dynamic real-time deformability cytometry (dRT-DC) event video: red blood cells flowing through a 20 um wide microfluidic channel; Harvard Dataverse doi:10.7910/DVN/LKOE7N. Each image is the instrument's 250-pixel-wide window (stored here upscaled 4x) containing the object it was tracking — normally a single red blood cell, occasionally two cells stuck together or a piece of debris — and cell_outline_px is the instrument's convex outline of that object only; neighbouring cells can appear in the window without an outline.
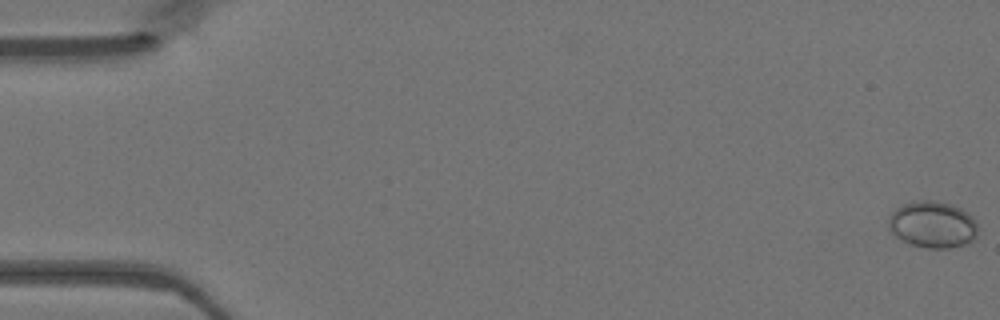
{"species": "Egyptian fruit bat (a non-hibernating species)", "species_latin": "Rousettus aegyptiacus", "temperature_condition": "warm", "stored_images_in_passage": 48, "camera_frame_rate_fps": 3000, "um_per_image_px": 0.085, "animal": {"sex": "female"}, "frame": {"image": 1, "passage_image": 1, "time_ms": 0.0, "image_size_px": [1000, 320], "cell_outline_px": [[976, 240], [968, 244], [952, 248], [928, 248], [908, 244], [900, 240], [888, 228], [888, 216], [896, 208], [904, 204], [916, 200], [936, 200], [960, 208], [972, 216], [976, 220]], "centroid_in_image_um": [79.26, 19.1], "position_along_channel_um": 5.7, "area_um2": 24.62}}
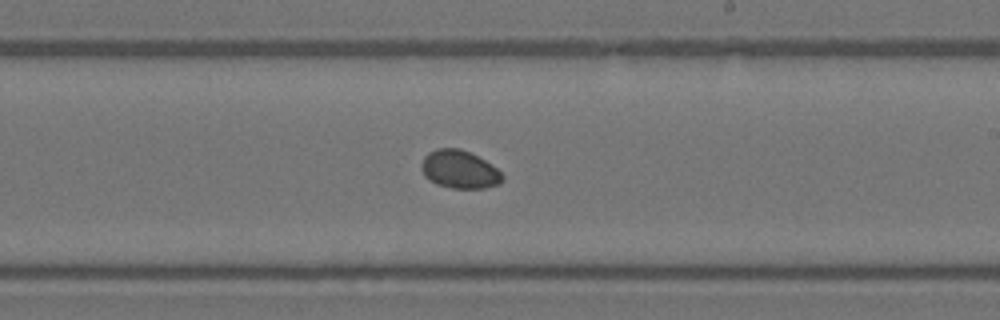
{"frame": {"image": 2, "passage_image": 29, "time_ms": 9.333, "image_size_px": [1000, 320], "cell_outline_px": [[504, 180], [500, 184], [484, 188], [452, 188], [436, 184], [428, 180], [424, 176], [420, 168], [420, 164], [424, 156], [428, 152], [436, 148], [460, 148], [484, 160], [496, 168], [504, 176]], "centroid_in_image_um": [39.02, 14.41], "position_along_channel_um": 250.0, "area_um2": 18.09}}
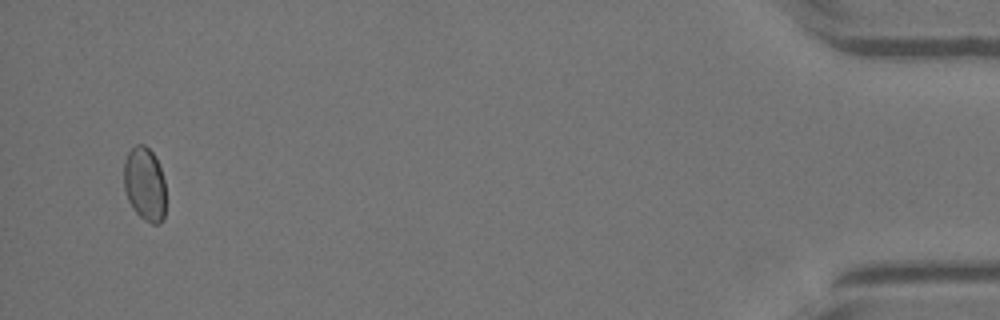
{"frame": {"image": 3, "passage_image": 47, "time_ms": 15.333, "image_size_px": [1000, 320], "cell_outline_px": [[164, 220], [160, 224], [152, 224], [144, 220], [132, 208], [128, 200], [124, 188], [124, 160], [128, 152], [136, 144], [144, 144], [152, 152], [160, 168], [164, 180]], "centroid_in_image_um": [12.28, 15.66], "position_along_channel_um": 422.9, "area_um2": 18.03}}